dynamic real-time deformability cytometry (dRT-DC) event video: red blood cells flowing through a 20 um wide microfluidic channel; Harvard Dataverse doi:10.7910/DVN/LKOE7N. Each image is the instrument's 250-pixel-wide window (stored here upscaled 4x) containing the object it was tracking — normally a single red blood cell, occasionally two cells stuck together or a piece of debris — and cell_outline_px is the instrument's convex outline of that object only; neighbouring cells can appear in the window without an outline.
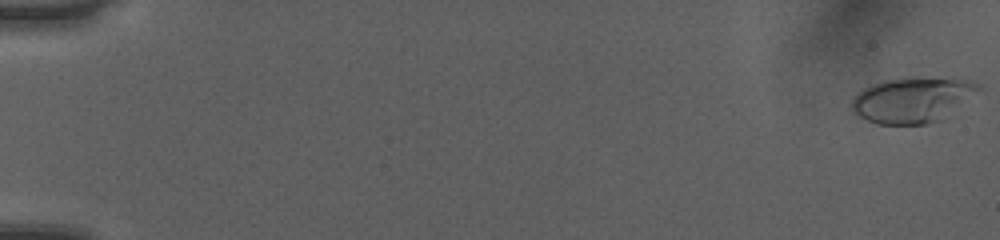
{"species": "human", "species_latin": "Homo sapiens", "temperature_condition": "room temperature", "stored_images_in_passage": 52, "camera_frame_rate_fps": 3000, "um_per_image_px": 0.085, "donor": {"sex": "female"}, "frame": {"image": 1, "passage_image": 1, "time_ms": 0.0, "image_size_px": [1000, 240], "cell_outline_px": [[984, 88], [944, 120], [928, 124], [876, 124], [852, 112], [848, 108], [852, 96], [864, 88], [872, 84], [884, 80], [912, 76], [956, 76], [972, 80], [980, 84]], "centroid_in_image_um": [77.64, 8.45], "position_along_channel_um": 7.4, "area_um2": 35.2}}
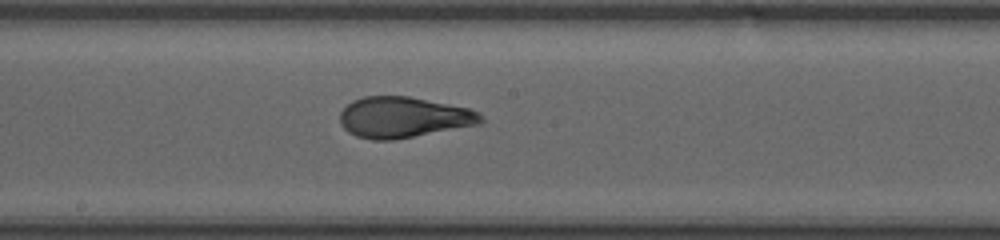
{"frame": {"image": 2, "passage_image": 30, "time_ms": 9.667, "image_size_px": [1000, 240], "cell_outline_px": [[484, 120], [480, 124], [392, 140], [372, 140], [356, 136], [348, 132], [340, 124], [340, 112], [352, 100], [364, 96], [408, 96], [468, 108], [480, 112], [484, 116]], "centroid_in_image_um": [34.28, 9.97], "position_along_channel_um": 213.9, "area_um2": 33.52}}
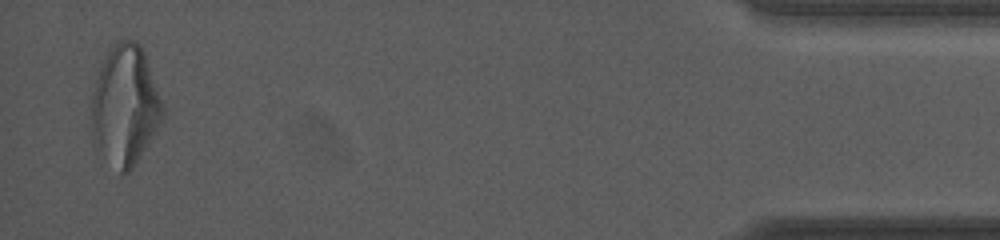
{"frame": {"image": 3, "passage_image": 51, "time_ms": 16.667, "image_size_px": [1000, 240], "cell_outline_px": [[164, 116], [132, 168], [124, 176], [120, 172], [100, 148], [92, 136], [92, 96], [96, 80], [100, 68], [108, 48], [116, 40], [132, 40], [140, 44], [144, 52], [164, 108]], "centroid_in_image_um": [10.63, 8.9], "position_along_channel_um": 424.6, "area_um2": 48.55}, "authors_computed_cell_mechanics": {"area_um2": 33.4662, "velocity_mm_per_s": 4.0682, "shape_relaxation_time_tau1_ms": 4.0604, "shape_relaxation_time_tau2_ms": 0.8059, "deformation_change_tau1": 0.1859, "deformation_change_tau2": 0.0679}}